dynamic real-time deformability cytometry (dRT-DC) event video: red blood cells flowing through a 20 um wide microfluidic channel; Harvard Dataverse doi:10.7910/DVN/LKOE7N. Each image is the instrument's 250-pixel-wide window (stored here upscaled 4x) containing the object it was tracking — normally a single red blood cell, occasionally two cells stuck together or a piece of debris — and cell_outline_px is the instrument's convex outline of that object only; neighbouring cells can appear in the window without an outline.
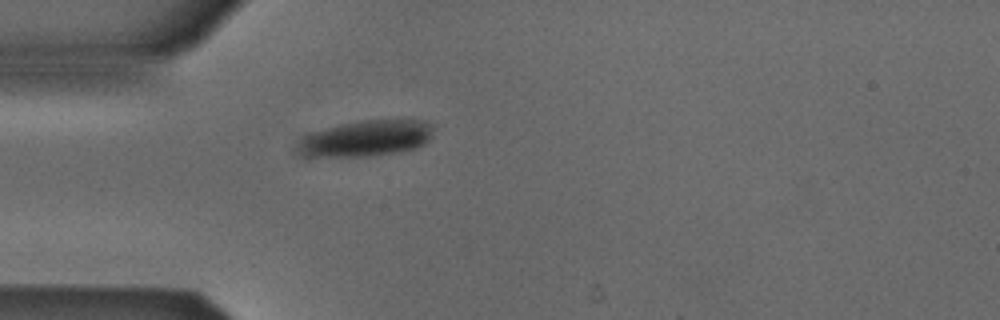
{"species": "Egyptian fruit bat (a non-hibernating species)", "species_latin": "Rousettus aegyptiacus", "temperature_condition": "cold", "stored_images_in_passage": 34, "camera_frame_rate_fps": 3000, "um_per_image_px": 0.085, "animal": {"sex": "male"}, "frame": {"image": 1, "passage_image": 1, "time_ms": 0.0, "image_size_px": [1000, 320], "cell_outline_px": [[432, 136], [424, 144], [416, 148], [400, 152], [368, 156], [304, 156], [300, 148], [300, 144], [304, 136], [312, 132], [324, 128], [340, 124], [364, 120], [424, 120], [432, 124]], "centroid_in_image_um": [31.19, 11.75], "position_along_channel_um": 53.8, "area_um2": 28.15}}
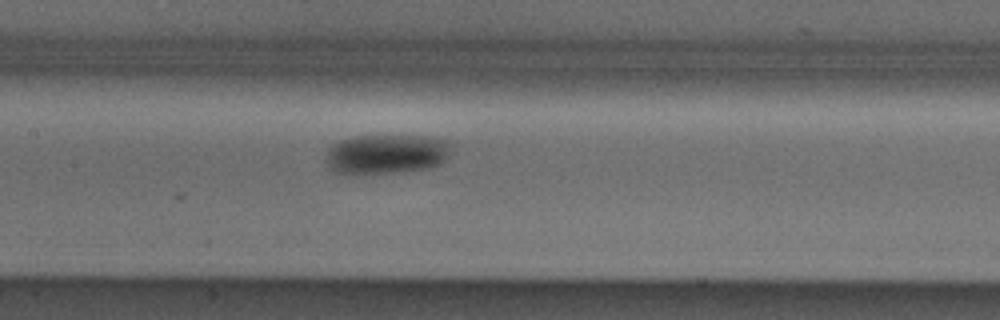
{"frame": {"image": 2, "passage_image": 11, "time_ms": 3.333, "image_size_px": [1000, 320], "cell_outline_px": [[452, 152], [440, 164], [432, 168], [404, 172], [336, 172], [324, 160], [328, 148], [332, 144], [340, 140], [356, 136], [432, 136], [444, 140], [448, 144]], "centroid_in_image_um": [32.88, 13.07], "position_along_channel_um": 174.5, "area_um2": 28.73}}
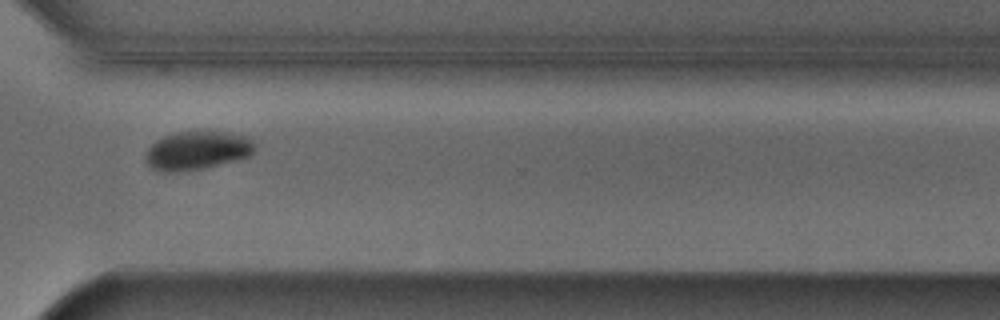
{"frame": {"image": 3, "passage_image": 25, "time_ms": 8.0, "image_size_px": [1000, 320], "cell_outline_px": [[256, 152], [248, 156], [204, 168], [188, 172], [160, 172], [152, 168], [144, 160], [144, 156], [148, 148], [156, 140], [164, 136], [176, 132], [208, 128], [252, 136], [256, 140]], "centroid_in_image_um": [16.81, 12.74], "position_along_channel_um": 353.8, "area_um2": 25.84}}